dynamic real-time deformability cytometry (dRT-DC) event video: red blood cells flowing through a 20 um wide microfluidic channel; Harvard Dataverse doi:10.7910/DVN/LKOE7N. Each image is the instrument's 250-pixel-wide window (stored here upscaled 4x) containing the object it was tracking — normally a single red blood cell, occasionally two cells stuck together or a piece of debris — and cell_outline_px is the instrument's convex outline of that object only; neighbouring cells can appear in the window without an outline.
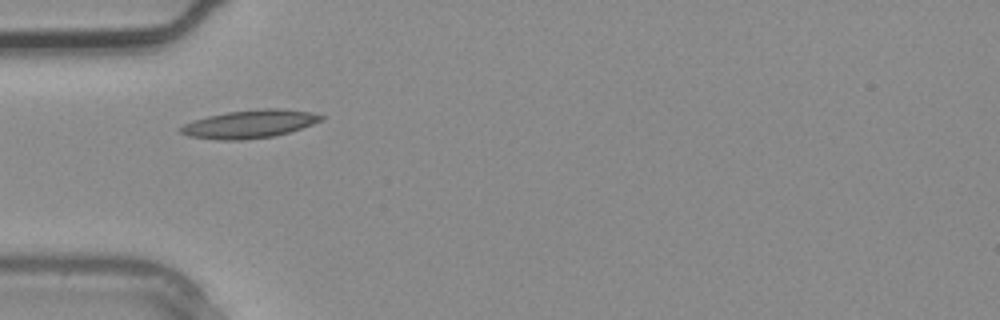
{"species": "common noctule bat (a hibernating species)", "species_latin": "Nyctalus noctula", "temperature_condition": "warm", "stored_images_in_passage": 4, "camera_frame_rate_fps": 3000, "um_per_image_px": 0.085, "animal": {"sex": "male", "body_mass_g": 20.4}, "frame": {"image": 1, "passage_image": 4, "time_ms": 1.0, "image_size_px": [1000, 320], "cell_outline_px": [[324, 120], [288, 132], [272, 136], [240, 140], [224, 140], [188, 136], [180, 132], [180, 128], [184, 124], [208, 116], [228, 112], [264, 108], [280, 108], [312, 112], [324, 116]], "centroid_in_image_um": [21.25, 10.53], "position_along_channel_um": 63.7, "area_um2": 22.66}}